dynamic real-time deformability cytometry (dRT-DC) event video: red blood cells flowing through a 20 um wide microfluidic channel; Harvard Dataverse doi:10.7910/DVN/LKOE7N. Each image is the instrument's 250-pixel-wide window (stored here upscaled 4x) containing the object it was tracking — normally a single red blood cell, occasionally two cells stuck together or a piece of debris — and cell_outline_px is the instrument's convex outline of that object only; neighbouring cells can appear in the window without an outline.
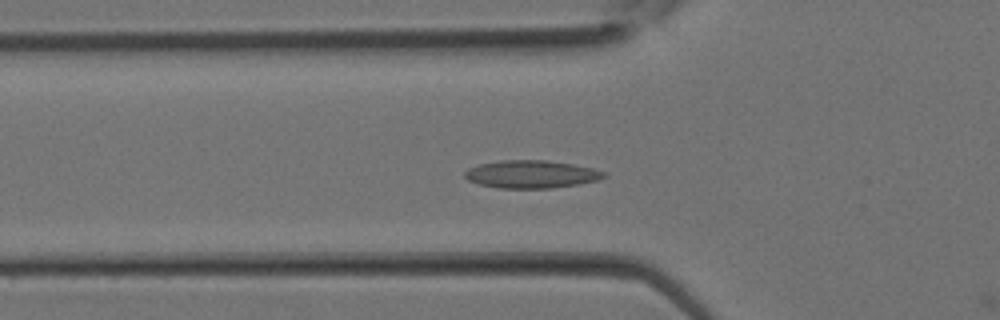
{"species": "Egyptian fruit bat (a non-hibernating species)", "species_latin": "Rousettus aegyptiacus", "temperature_condition": "room temperature", "stored_images_in_passage": 12, "camera_frame_rate_fps": 3000, "um_per_image_px": 0.085, "animal": {"sex": "female"}, "frame": {"image": 1, "passage_image": 11, "time_ms": 3.333, "image_size_px": [1000, 320], "cell_outline_px": [[608, 176], [596, 180], [580, 184], [552, 188], [500, 188], [480, 184], [468, 180], [464, 176], [464, 172], [468, 168], [480, 164], [500, 160], [548, 160], [572, 164], [592, 168], [604, 172]], "centroid_in_image_um": [45.16, 14.81], "position_along_channel_um": 80.6, "area_um2": 22.48}}